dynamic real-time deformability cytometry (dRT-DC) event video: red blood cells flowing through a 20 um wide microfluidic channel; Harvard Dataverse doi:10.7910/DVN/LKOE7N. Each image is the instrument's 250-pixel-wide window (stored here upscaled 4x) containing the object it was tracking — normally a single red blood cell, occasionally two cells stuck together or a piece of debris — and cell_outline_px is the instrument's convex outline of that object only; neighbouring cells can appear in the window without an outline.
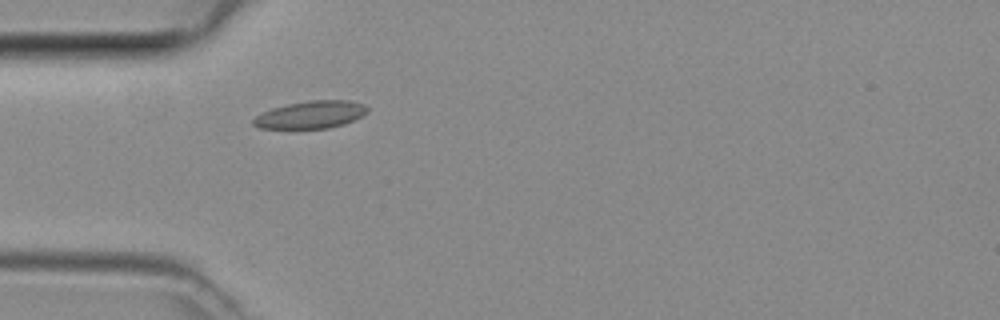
{"species": "common noctule bat (a hibernating species)", "species_latin": "Nyctalus noctula", "temperature_condition": "room temperature", "stored_images_in_passage": 31, "camera_frame_rate_fps": 3000, "um_per_image_px": 0.085, "animal": {"sex": "female", "body_mass_g": 29.2, "forearm_length_mm": 56.3}, "frame": {"image": 1, "passage_image": 1, "time_ms": 0.0, "image_size_px": [1000, 320], "cell_outline_px": [[368, 112], [344, 124], [328, 128], [256, 128], [252, 124], [252, 120], [256, 116], [272, 108], [288, 104], [308, 100], [348, 100], [364, 104], [368, 108]], "centroid_in_image_um": [26.41, 9.74], "position_along_channel_um": 58.6, "area_um2": 18.15}}
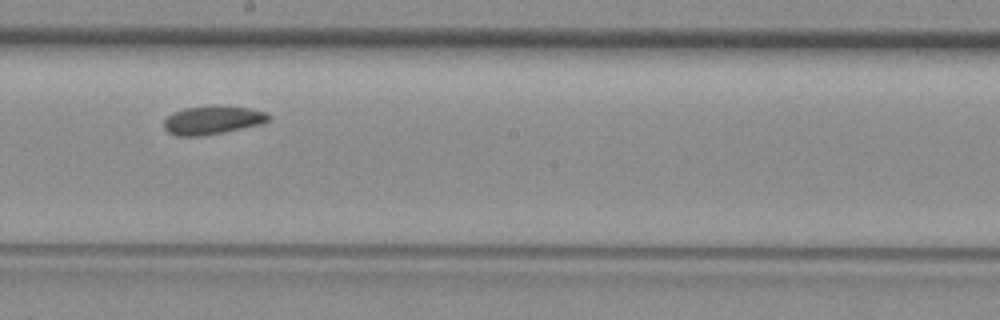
{"frame": {"image": 2, "passage_image": 13, "time_ms": 4.0, "image_size_px": [1000, 320], "cell_outline_px": [[268, 120], [260, 124], [224, 132], [204, 136], [176, 136], [168, 132], [164, 128], [164, 120], [172, 112], [184, 108], [208, 104], [216, 104], [248, 108], [264, 112], [268, 116]], "centroid_in_image_um": [17.99, 10.19], "position_along_channel_um": 230.2, "area_um2": 17.57}}
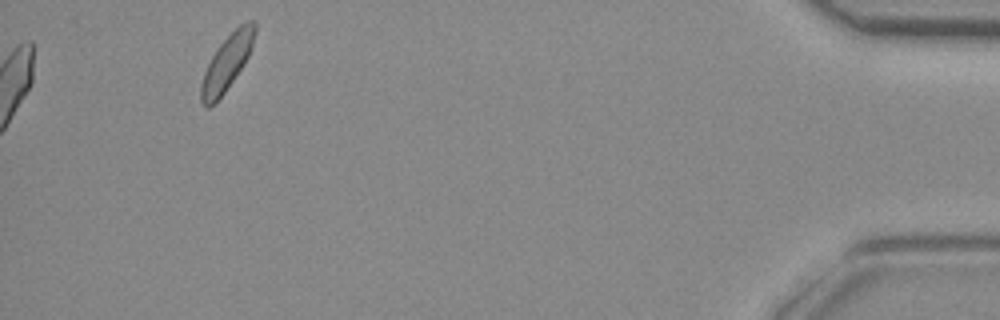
{"frame": {"image": 3, "passage_image": 31, "time_ms": 10.0, "image_size_px": [1000, 320], "cell_outline_px": [[256, 28], [252, 48], [244, 64], [224, 92], [208, 108], [204, 108], [200, 100], [200, 84], [204, 72], [212, 56], [220, 44], [240, 24], [248, 20], [256, 20]], "centroid_in_image_um": [19.29, 5.32], "position_along_channel_um": 415.9, "area_um2": 17.11}}